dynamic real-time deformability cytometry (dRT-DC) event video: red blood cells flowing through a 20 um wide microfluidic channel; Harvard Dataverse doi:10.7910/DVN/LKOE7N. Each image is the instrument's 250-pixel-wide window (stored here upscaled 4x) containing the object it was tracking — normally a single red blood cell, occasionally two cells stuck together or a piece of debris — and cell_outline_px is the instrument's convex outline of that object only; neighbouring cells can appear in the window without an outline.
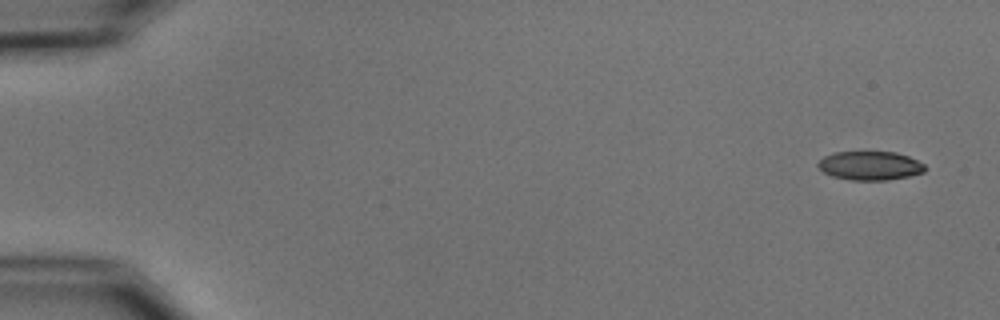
{"species": "common noctule bat (a hibernating species)", "species_latin": "Nyctalus noctula", "temperature_condition": "cold", "stored_images_in_passage": 4, "camera_frame_rate_fps": 3000, "um_per_image_px": 0.085, "animal": {"sex": "male", "body_mass_g": 15.6}, "frame": {"image": 1, "passage_image": 1, "time_ms": 0.0, "image_size_px": [1000, 320], "cell_outline_px": [[928, 168], [924, 172], [908, 176], [884, 180], [852, 180], [832, 176], [824, 172], [816, 164], [824, 156], [836, 152], [896, 152], [908, 156], [924, 164]], "centroid_in_image_um": [73.97, 14.08], "position_along_channel_um": 11.0, "area_um2": 17.86}}
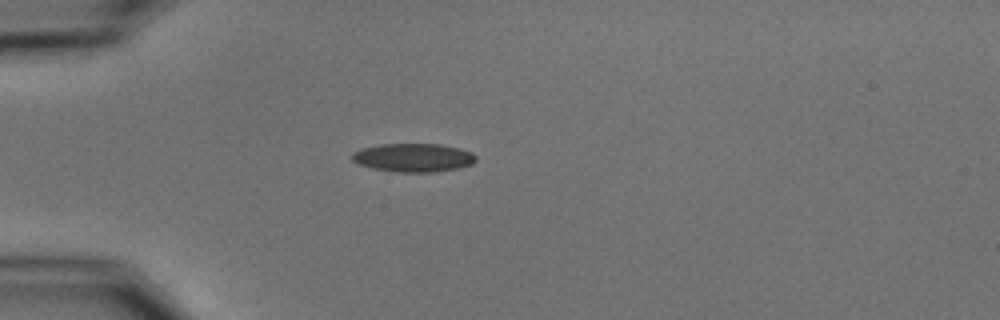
{"frame": {"image": 2, "passage_image": 4, "time_ms": 4.333, "image_size_px": [1000, 320], "cell_outline_px": [[476, 160], [472, 164], [460, 168], [436, 172], [396, 172], [372, 168], [356, 164], [352, 160], [352, 152], [360, 148], [380, 144], [440, 144], [460, 148], [472, 152], [476, 156]], "centroid_in_image_um": [35.13, 13.4], "position_along_channel_um": 49.9, "area_um2": 20.87}}